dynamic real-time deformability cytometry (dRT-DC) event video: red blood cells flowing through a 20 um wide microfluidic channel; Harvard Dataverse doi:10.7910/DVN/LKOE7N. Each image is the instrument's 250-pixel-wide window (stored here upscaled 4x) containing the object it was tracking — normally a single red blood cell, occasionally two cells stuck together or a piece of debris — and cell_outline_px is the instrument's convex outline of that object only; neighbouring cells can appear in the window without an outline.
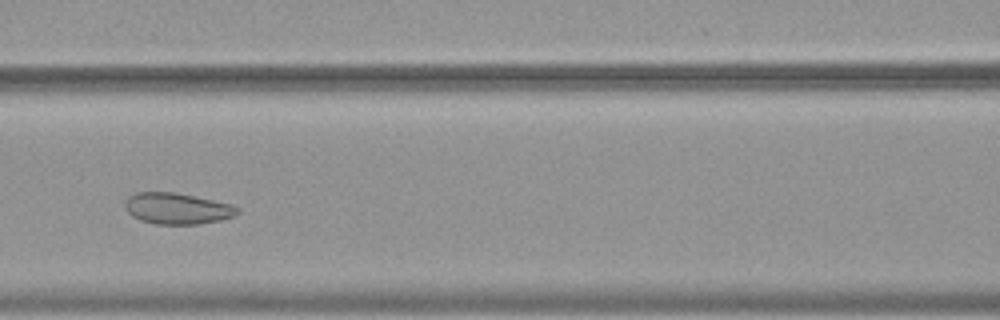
{"species": "common noctule bat (a hibernating species)", "species_latin": "Nyctalus noctula", "temperature_condition": "warm", "stored_images_in_passage": 48, "camera_frame_rate_fps": 3000, "um_per_image_px": 0.085, "animal": {"sex": "female", "body_mass_g": 19.9}, "frame": {"image": 1, "passage_image": 18, "time_ms": 5.667, "image_size_px": [1000, 320], "cell_outline_px": [[240, 212], [232, 216], [220, 220], [196, 224], [156, 224], [140, 220], [132, 216], [124, 208], [124, 204], [128, 196], [136, 192], [176, 192], [232, 204], [240, 208]], "centroid_in_image_um": [15.04, 17.71], "position_along_channel_um": 151.6, "area_um2": 20.52}}
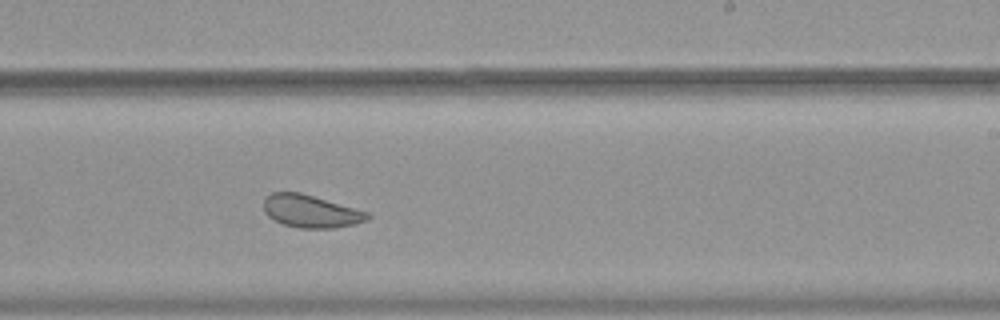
{"frame": {"image": 2, "passage_image": 27, "time_ms": 8.667, "image_size_px": [1000, 320], "cell_outline_px": [[372, 216], [368, 220], [356, 224], [336, 228], [300, 228], [284, 224], [268, 216], [264, 212], [264, 200], [272, 192], [300, 192], [368, 212]], "centroid_in_image_um": [26.45, 17.96], "position_along_channel_um": 262.6, "area_um2": 19.65}}
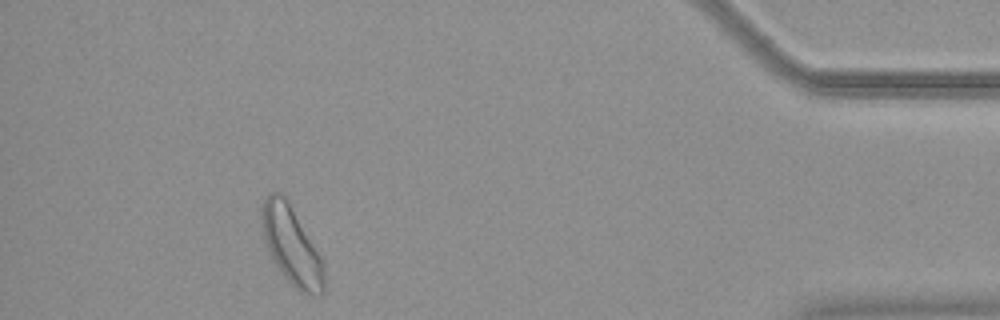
{"frame": {"image": 3, "passage_image": 43, "time_ms": 14.0, "image_size_px": [1000, 320], "cell_outline_px": [[324, 292], [320, 296], [316, 296], [300, 292], [284, 276], [272, 260], [264, 240], [260, 224], [260, 208], [264, 200], [272, 192], [280, 192], [288, 200], [324, 260]], "centroid_in_image_um": [24.78, 20.87], "position_along_channel_um": 410.4, "area_um2": 28.78}}